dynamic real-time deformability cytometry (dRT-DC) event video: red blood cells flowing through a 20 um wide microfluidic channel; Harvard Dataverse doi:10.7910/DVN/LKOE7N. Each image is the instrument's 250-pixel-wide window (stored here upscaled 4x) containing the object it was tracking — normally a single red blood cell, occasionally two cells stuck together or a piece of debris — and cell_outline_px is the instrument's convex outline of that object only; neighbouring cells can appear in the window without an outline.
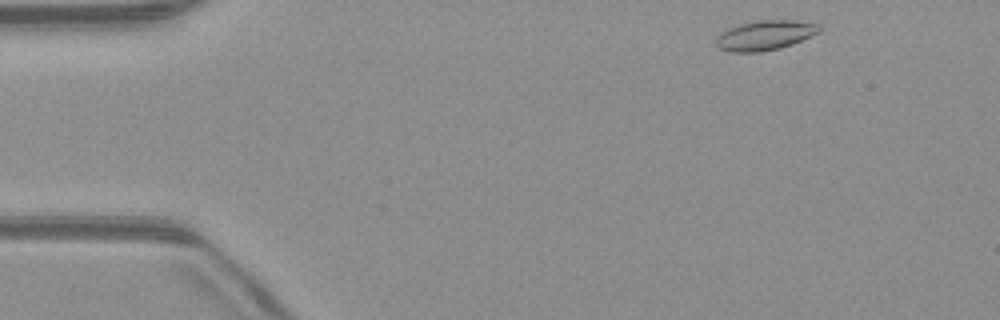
{"species": "common noctule bat (a hibernating species)", "species_latin": "Nyctalus noctula", "temperature_condition": "warm", "stored_images_in_passage": 47, "camera_frame_rate_fps": 3000, "um_per_image_px": 0.085, "animal": {"sex": "male", "body_mass_g": 23.1, "forearm_length_mm": 52.7}, "frame": {"image": 1, "passage_image": 1, "time_ms": 0.0, "image_size_px": [1000, 320], "cell_outline_px": [[820, 32], [792, 44], [780, 48], [760, 52], [728, 52], [716, 48], [716, 36], [720, 32], [728, 28], [740, 24], [760, 20], [796, 20], [820, 24]], "centroid_in_image_um": [64.99, 3.0], "position_along_channel_um": 20.0, "area_um2": 18.09}}
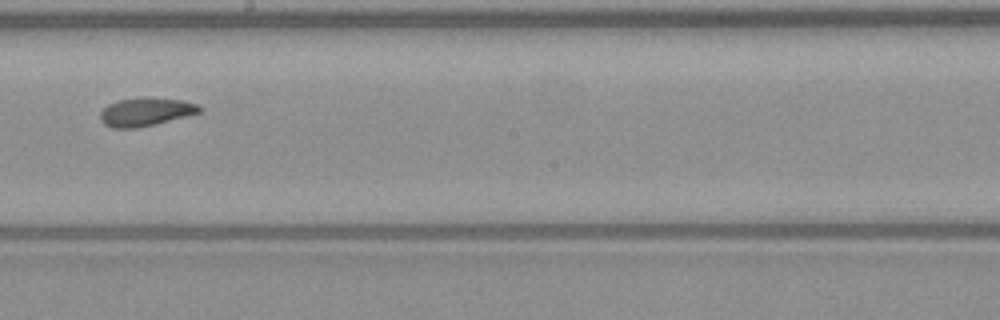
{"frame": {"image": 2, "passage_image": 24, "time_ms": 7.667, "image_size_px": [1000, 320], "cell_outline_px": [[204, 108], [200, 112], [156, 124], [136, 128], [112, 128], [104, 124], [100, 120], [100, 112], [108, 104], [120, 100], [144, 96], [148, 96], [180, 100], [200, 104]], "centroid_in_image_um": [12.4, 9.49], "position_along_channel_um": 235.8, "area_um2": 16.59}}
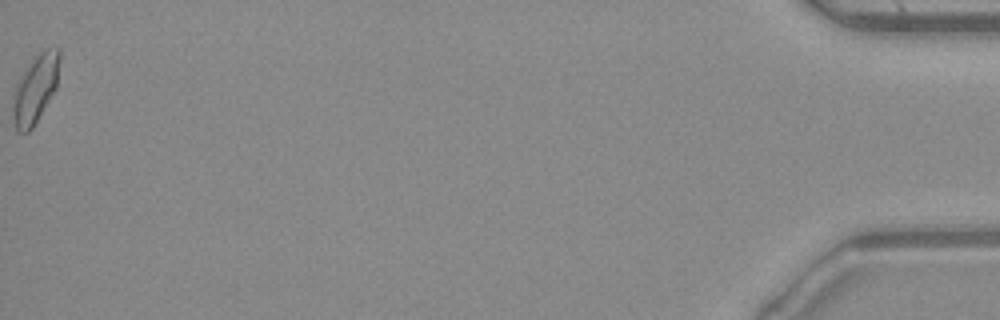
{"frame": {"image": 3, "passage_image": 47, "time_ms": 15.333, "image_size_px": [1000, 320], "cell_outline_px": [[60, 56], [56, 88], [32, 128], [28, 132], [16, 132], [12, 120], [12, 96], [16, 80], [40, 48], [60, 48]], "centroid_in_image_um": [2.96, 7.52], "position_along_channel_um": 432.2, "area_um2": 19.07}, "authors_computed_cell_mechanics": {"area_um2": 16.7042, "velocity_mm_per_s": 3.987, "shape_relaxation_time_tau1_ms": null, "shape_relaxation_time_tau2_ms": 2.3233, "deformation_change_tau1": null, "deformation_change_tau2": 0.079}}